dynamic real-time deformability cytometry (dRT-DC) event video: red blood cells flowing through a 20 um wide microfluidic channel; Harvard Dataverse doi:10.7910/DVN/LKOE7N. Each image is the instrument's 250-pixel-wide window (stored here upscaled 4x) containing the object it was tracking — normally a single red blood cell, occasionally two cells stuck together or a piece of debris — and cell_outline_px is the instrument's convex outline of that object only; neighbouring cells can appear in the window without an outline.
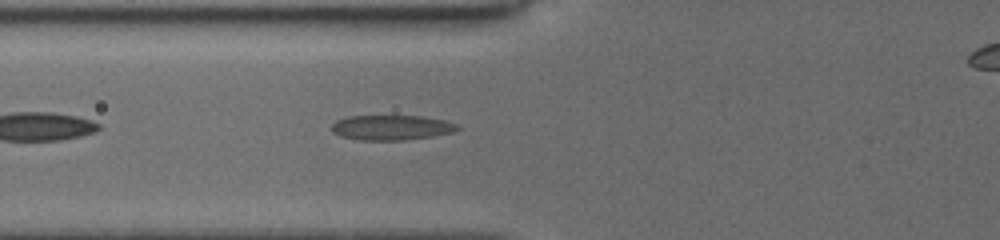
{"species": "common noctule bat (a hibernating species)", "species_latin": "Nyctalus noctula", "temperature_condition": "cold", "stored_images_in_passage": 33, "camera_frame_rate_fps": 3000, "um_per_image_px": 0.085, "animal": {"sex": "female", "body_mass_g": 19.5, "forearm_length_mm": 54.1}, "frame": {"image": 1, "passage_image": 5, "time_ms": 1.333, "image_size_px": [1000, 240], "cell_outline_px": [[460, 128], [456, 132], [432, 136], [404, 140], [360, 140], [340, 136], [332, 132], [332, 124], [336, 120], [348, 116], [424, 116], [444, 120], [456, 124]], "centroid_in_image_um": [33.28, 10.84], "position_along_channel_um": 92.5, "area_um2": 18.38}}
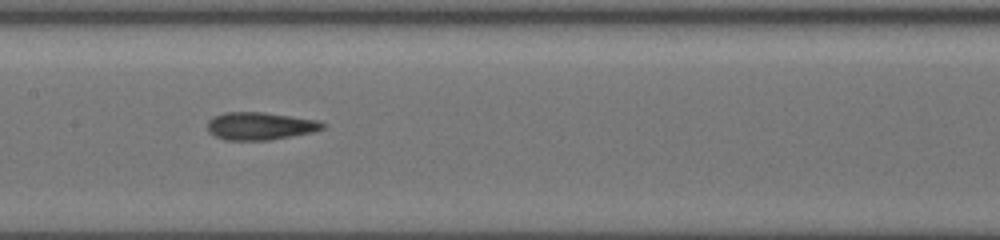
{"frame": {"image": 2, "passage_image": 12, "time_ms": 3.667, "image_size_px": [1000, 240], "cell_outline_px": [[328, 124], [324, 128], [312, 132], [292, 136], [268, 140], [224, 140], [208, 132], [208, 120], [212, 116], [224, 112], [264, 112], [320, 120]], "centroid_in_image_um": [22.12, 10.7], "position_along_channel_um": 185.3, "area_um2": 18.79}}
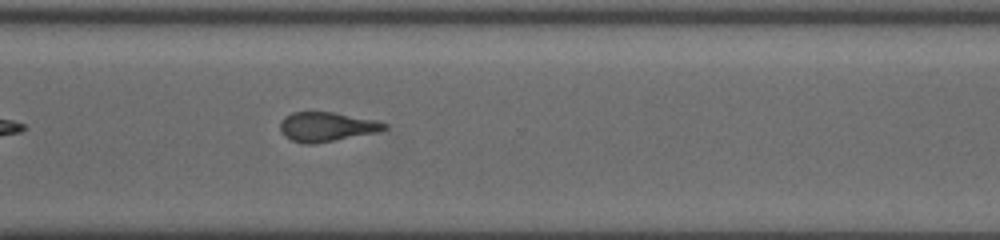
{"frame": {"image": 3, "passage_image": 24, "time_ms": 7.667, "image_size_px": [1000, 240], "cell_outline_px": [[388, 128], [380, 132], [312, 144], [304, 144], [292, 140], [284, 136], [280, 132], [280, 124], [284, 116], [292, 112], [332, 112], [376, 120], [388, 124]], "centroid_in_image_um": [27.77, 10.78], "position_along_channel_um": 342.8, "area_um2": 17.92}}